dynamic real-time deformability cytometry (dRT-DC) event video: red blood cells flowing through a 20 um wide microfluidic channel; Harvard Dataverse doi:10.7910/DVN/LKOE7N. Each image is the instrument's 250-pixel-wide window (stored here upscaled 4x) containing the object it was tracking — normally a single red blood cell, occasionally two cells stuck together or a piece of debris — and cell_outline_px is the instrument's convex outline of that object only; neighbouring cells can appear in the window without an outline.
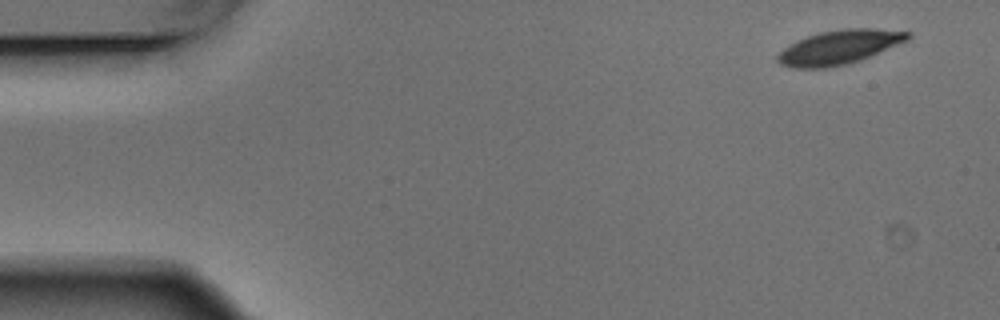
{"species": "Egyptian fruit bat (a non-hibernating species)", "species_latin": "Rousettus aegyptiacus", "temperature_condition": "warm", "stored_images_in_passage": 6, "camera_frame_rate_fps": 3000, "um_per_image_px": 0.085, "animal": {"sex": "male"}, "frame": {"image": 1, "passage_image": 1, "time_ms": 0.0, "image_size_px": [1000, 320], "cell_outline_px": [[912, 36], [908, 40], [860, 60], [848, 64], [828, 68], [792, 68], [780, 64], [776, 60], [776, 56], [784, 48], [796, 40], [820, 32], [840, 28], [876, 28], [912, 32]], "centroid_in_image_um": [71.33, 4.0], "position_along_channel_um": 13.7, "area_um2": 26.07}}
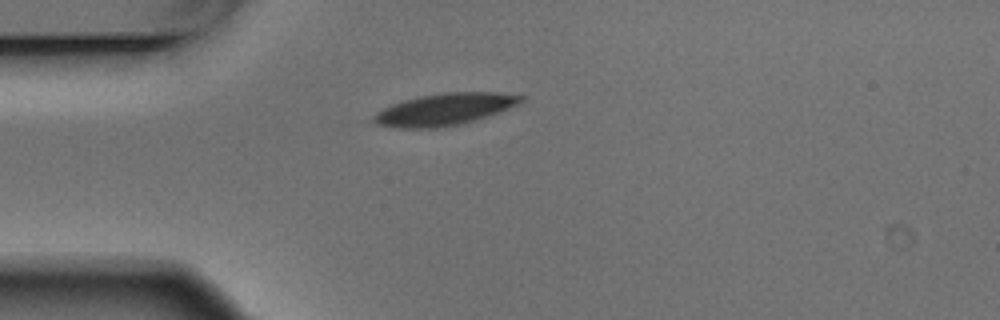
{"frame": {"image": 2, "passage_image": 4, "time_ms": 1.0, "image_size_px": [1000, 320], "cell_outline_px": [[524, 100], [520, 104], [500, 112], [460, 124], [436, 128], [400, 128], [376, 124], [372, 120], [372, 116], [376, 112], [392, 104], [404, 100], [420, 96], [444, 92], [500, 92], [524, 96]], "centroid_in_image_um": [37.81, 9.29], "position_along_channel_um": 47.2, "area_um2": 27.4}}
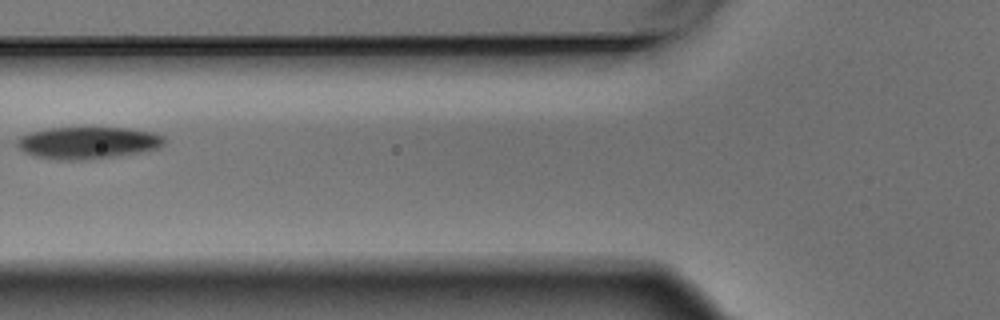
{"frame": {"image": 3, "passage_image": 6, "time_ms": 1.667, "image_size_px": [1000, 320], "cell_outline_px": [[164, 144], [160, 148], [140, 152], [116, 156], [88, 160], [56, 160], [36, 156], [24, 152], [16, 144], [16, 140], [20, 136], [44, 128], [84, 124], [128, 128], [152, 132], [164, 136]], "centroid_in_image_um": [7.45, 12.08], "position_along_channel_um": 118.3, "area_um2": 28.78}}